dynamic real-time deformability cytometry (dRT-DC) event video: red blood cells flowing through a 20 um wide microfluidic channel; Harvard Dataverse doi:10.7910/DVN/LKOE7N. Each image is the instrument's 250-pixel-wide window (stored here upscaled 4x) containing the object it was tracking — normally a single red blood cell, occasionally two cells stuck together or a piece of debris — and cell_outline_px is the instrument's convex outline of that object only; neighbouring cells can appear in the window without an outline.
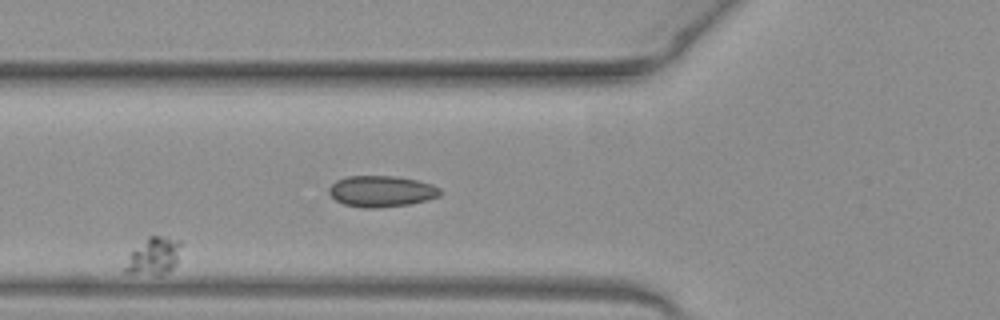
{"species": "common noctule bat (a hibernating species)", "species_latin": "Nyctalus noctula", "temperature_condition": "warm", "stored_images_in_passage": 9, "camera_frame_rate_fps": 3000, "um_per_image_px": 0.085, "animal": {"sex": "female", "body_mass_g": 19.3, "forearm_length_mm": 54.1}, "frame": {"image": 1, "passage_image": 2, "time_ms": 0.333, "image_size_px": [1000, 320], "cell_outline_px": [[184, 244], [176, 264], [168, 272], [124, 272], [124, 268], [128, 256], [148, 236], [164, 236], [180, 240]], "centroid_in_image_um": [13.14, 21.69], "position_along_channel_um": 112.7, "area_um2": 11.73}}
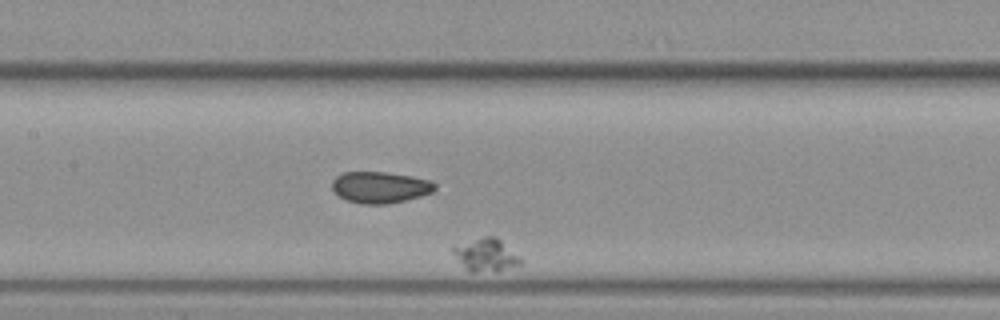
{"frame": {"image": 2, "passage_image": 8, "time_ms": 2.333, "image_size_px": [1000, 320], "cell_outline_px": [[520, 264], [496, 272], [468, 272], [452, 252], [452, 248], [484, 236], [496, 236], [520, 260]], "centroid_in_image_um": [41.26, 21.7], "position_along_channel_um": 166.1, "area_um2": 12.37}}